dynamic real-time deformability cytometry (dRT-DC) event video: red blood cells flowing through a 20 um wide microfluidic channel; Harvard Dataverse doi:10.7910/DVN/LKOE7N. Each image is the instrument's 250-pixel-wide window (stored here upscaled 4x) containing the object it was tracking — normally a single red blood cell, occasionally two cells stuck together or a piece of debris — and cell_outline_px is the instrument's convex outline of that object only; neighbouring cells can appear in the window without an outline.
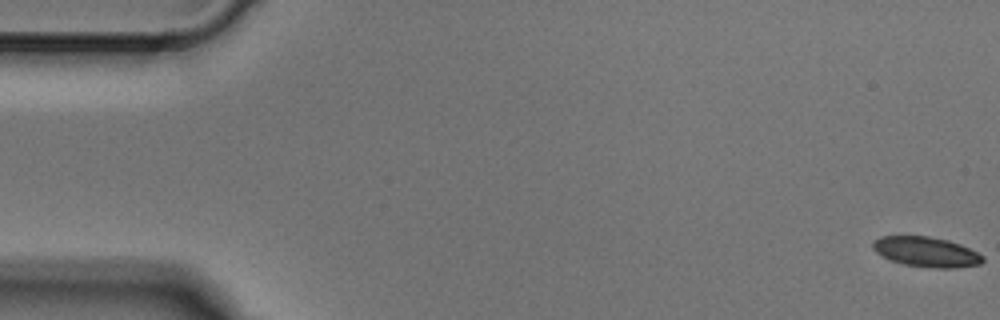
{"species": "Egyptian fruit bat (a non-hibernating species)", "species_latin": "Rousettus aegyptiacus", "temperature_condition": "cold", "stored_images_in_passage": 5, "camera_frame_rate_fps": 3000, "um_per_image_px": 0.085, "animal": {"sex": "male"}, "frame": {"image": 1, "passage_image": 1, "time_ms": 0.0, "image_size_px": [1000, 320], "cell_outline_px": [[984, 260], [980, 264], [956, 268], [932, 268], [904, 264], [892, 260], [876, 252], [872, 248], [872, 240], [880, 236], [928, 236], [948, 240], [960, 244], [984, 256]], "centroid_in_image_um": [78.73, 21.4], "position_along_channel_um": 6.3, "area_um2": 19.19}}